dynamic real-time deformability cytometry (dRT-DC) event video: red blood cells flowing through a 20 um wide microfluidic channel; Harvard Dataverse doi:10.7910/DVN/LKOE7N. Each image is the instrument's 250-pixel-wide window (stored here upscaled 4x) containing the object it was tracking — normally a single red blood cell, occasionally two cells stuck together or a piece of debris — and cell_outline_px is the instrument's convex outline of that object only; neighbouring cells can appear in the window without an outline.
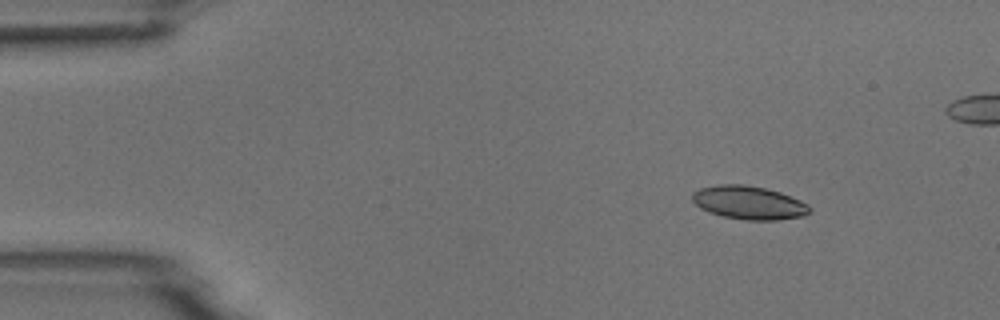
{"species": "common noctule bat (a hibernating species)", "species_latin": "Nyctalus noctula", "temperature_condition": "room temperature", "stored_images_in_passage": 6, "camera_frame_rate_fps": 3000, "um_per_image_px": 0.085, "animal": {"sex": "male", "body_mass_g": 18.8}, "frame": {"image": 1, "passage_image": 1, "time_ms": 0.0, "image_size_px": [1000, 320], "cell_outline_px": [[812, 212], [804, 216], [776, 220], [744, 220], [724, 216], [708, 212], [700, 208], [692, 200], [692, 192], [700, 188], [720, 184], [744, 184], [764, 188], [780, 192], [800, 200], [808, 204], [812, 208]], "centroid_in_image_um": [63.67, 17.23], "position_along_channel_um": 21.3, "area_um2": 22.95}}